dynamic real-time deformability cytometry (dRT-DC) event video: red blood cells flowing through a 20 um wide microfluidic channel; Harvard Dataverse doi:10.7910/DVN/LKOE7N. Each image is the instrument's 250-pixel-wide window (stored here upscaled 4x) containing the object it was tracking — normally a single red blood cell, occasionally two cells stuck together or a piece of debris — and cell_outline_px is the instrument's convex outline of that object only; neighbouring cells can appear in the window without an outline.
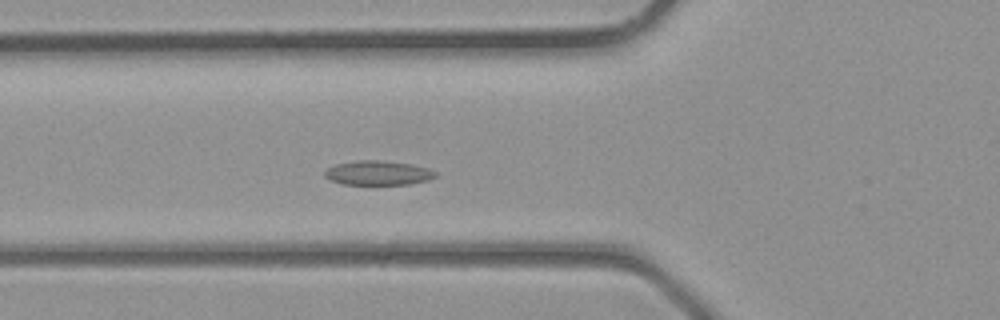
{"species": "common noctule bat (a hibernating species)", "species_latin": "Nyctalus noctula", "temperature_condition": "room temperature", "stored_images_in_passage": 35, "camera_frame_rate_fps": 3000, "um_per_image_px": 0.085, "animal": {"sex": "male", "body_mass_g": 23.1, "forearm_length_mm": 52.7}, "frame": {"image": 1, "passage_image": 10, "time_ms": 3.0, "image_size_px": [1000, 320], "cell_outline_px": [[436, 176], [428, 180], [408, 184], [344, 184], [332, 180], [324, 176], [324, 172], [328, 168], [336, 164], [356, 160], [380, 160], [412, 164], [428, 168], [436, 172]], "centroid_in_image_um": [32.14, 14.69], "position_along_channel_um": 93.7, "area_um2": 15.61}}
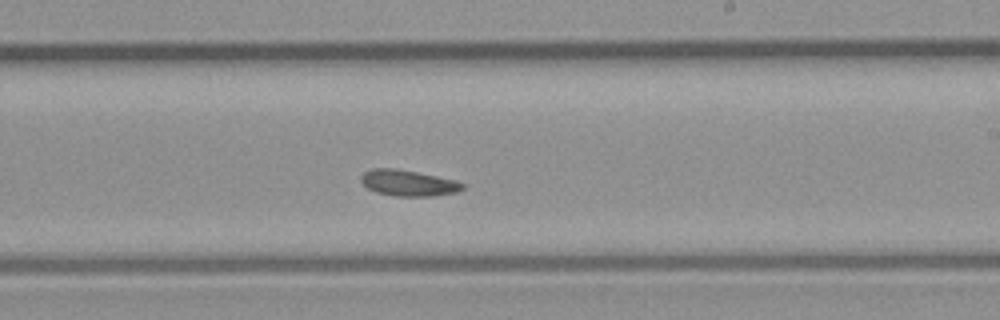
{"frame": {"image": 2, "passage_image": 19, "time_ms": 6.0, "image_size_px": [1000, 320], "cell_outline_px": [[464, 188], [456, 192], [432, 196], [392, 196], [376, 192], [368, 188], [360, 180], [360, 176], [364, 172], [372, 168], [396, 168], [456, 180], [464, 184]], "centroid_in_image_um": [34.68, 15.55], "position_along_channel_um": 254.3, "area_um2": 15.37}}
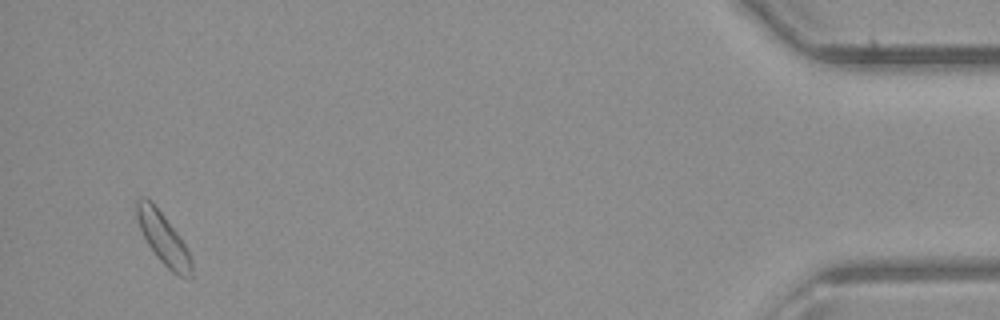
{"frame": {"image": 3, "passage_image": 33, "time_ms": 10.667, "image_size_px": [1000, 320], "cell_outline_px": [[192, 280], [188, 280], [172, 272], [156, 256], [148, 244], [140, 228], [136, 216], [136, 200], [140, 196], [144, 196], [164, 216], [176, 232], [184, 244], [192, 260]], "centroid_in_image_um": [13.89, 20.32], "position_along_channel_um": 421.3, "area_um2": 16.13}}